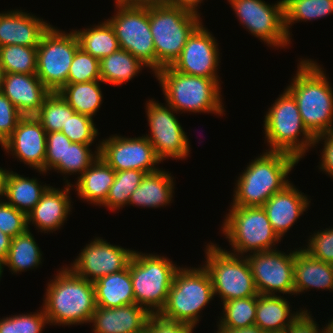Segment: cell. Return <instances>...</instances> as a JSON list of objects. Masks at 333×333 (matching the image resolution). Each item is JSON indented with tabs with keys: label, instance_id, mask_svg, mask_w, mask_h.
<instances>
[{
	"label": "cell",
	"instance_id": "55",
	"mask_svg": "<svg viewBox=\"0 0 333 333\" xmlns=\"http://www.w3.org/2000/svg\"><path fill=\"white\" fill-rule=\"evenodd\" d=\"M7 171V169H3L0 167V201L3 200L1 198H4L2 196H4V183Z\"/></svg>",
	"mask_w": 333,
	"mask_h": 333
},
{
	"label": "cell",
	"instance_id": "15",
	"mask_svg": "<svg viewBox=\"0 0 333 333\" xmlns=\"http://www.w3.org/2000/svg\"><path fill=\"white\" fill-rule=\"evenodd\" d=\"M297 250L295 248L286 254L275 249L245 256L259 294L294 295V257Z\"/></svg>",
	"mask_w": 333,
	"mask_h": 333
},
{
	"label": "cell",
	"instance_id": "11",
	"mask_svg": "<svg viewBox=\"0 0 333 333\" xmlns=\"http://www.w3.org/2000/svg\"><path fill=\"white\" fill-rule=\"evenodd\" d=\"M117 13L108 18L118 39L120 49L130 52L156 73V55L150 30L148 8L132 6L115 0Z\"/></svg>",
	"mask_w": 333,
	"mask_h": 333
},
{
	"label": "cell",
	"instance_id": "16",
	"mask_svg": "<svg viewBox=\"0 0 333 333\" xmlns=\"http://www.w3.org/2000/svg\"><path fill=\"white\" fill-rule=\"evenodd\" d=\"M99 156L115 171L141 170L152 173L161 163L150 141L145 137L112 135L100 142Z\"/></svg>",
	"mask_w": 333,
	"mask_h": 333
},
{
	"label": "cell",
	"instance_id": "5",
	"mask_svg": "<svg viewBox=\"0 0 333 333\" xmlns=\"http://www.w3.org/2000/svg\"><path fill=\"white\" fill-rule=\"evenodd\" d=\"M263 125L267 151L284 152L300 161L314 147L315 137L304 126L297 102L286 89L268 108Z\"/></svg>",
	"mask_w": 333,
	"mask_h": 333
},
{
	"label": "cell",
	"instance_id": "57",
	"mask_svg": "<svg viewBox=\"0 0 333 333\" xmlns=\"http://www.w3.org/2000/svg\"><path fill=\"white\" fill-rule=\"evenodd\" d=\"M4 70L3 67L0 64V92H2V88H3V79H4Z\"/></svg>",
	"mask_w": 333,
	"mask_h": 333
},
{
	"label": "cell",
	"instance_id": "24",
	"mask_svg": "<svg viewBox=\"0 0 333 333\" xmlns=\"http://www.w3.org/2000/svg\"><path fill=\"white\" fill-rule=\"evenodd\" d=\"M2 93L23 116H35L51 91L36 74H4Z\"/></svg>",
	"mask_w": 333,
	"mask_h": 333
},
{
	"label": "cell",
	"instance_id": "25",
	"mask_svg": "<svg viewBox=\"0 0 333 333\" xmlns=\"http://www.w3.org/2000/svg\"><path fill=\"white\" fill-rule=\"evenodd\" d=\"M294 295L308 289L333 291V264L309 256L298 248L294 257Z\"/></svg>",
	"mask_w": 333,
	"mask_h": 333
},
{
	"label": "cell",
	"instance_id": "20",
	"mask_svg": "<svg viewBox=\"0 0 333 333\" xmlns=\"http://www.w3.org/2000/svg\"><path fill=\"white\" fill-rule=\"evenodd\" d=\"M65 188L58 189L49 186L43 193L40 201L27 214L28 228L30 223L34 224L37 230L44 233L59 230L67 220L71 212L70 188L74 187L68 179L65 181Z\"/></svg>",
	"mask_w": 333,
	"mask_h": 333
},
{
	"label": "cell",
	"instance_id": "32",
	"mask_svg": "<svg viewBox=\"0 0 333 333\" xmlns=\"http://www.w3.org/2000/svg\"><path fill=\"white\" fill-rule=\"evenodd\" d=\"M101 80L66 84L58 93L75 110L93 118L103 101V95L100 88Z\"/></svg>",
	"mask_w": 333,
	"mask_h": 333
},
{
	"label": "cell",
	"instance_id": "18",
	"mask_svg": "<svg viewBox=\"0 0 333 333\" xmlns=\"http://www.w3.org/2000/svg\"><path fill=\"white\" fill-rule=\"evenodd\" d=\"M216 41L214 35L201 24L188 38L171 67L187 75L219 79L220 52Z\"/></svg>",
	"mask_w": 333,
	"mask_h": 333
},
{
	"label": "cell",
	"instance_id": "53",
	"mask_svg": "<svg viewBox=\"0 0 333 333\" xmlns=\"http://www.w3.org/2000/svg\"><path fill=\"white\" fill-rule=\"evenodd\" d=\"M12 237L0 231V260L3 262L11 246Z\"/></svg>",
	"mask_w": 333,
	"mask_h": 333
},
{
	"label": "cell",
	"instance_id": "38",
	"mask_svg": "<svg viewBox=\"0 0 333 333\" xmlns=\"http://www.w3.org/2000/svg\"><path fill=\"white\" fill-rule=\"evenodd\" d=\"M75 110L58 92H51L43 102L35 117L40 121L46 133L61 131Z\"/></svg>",
	"mask_w": 333,
	"mask_h": 333
},
{
	"label": "cell",
	"instance_id": "9",
	"mask_svg": "<svg viewBox=\"0 0 333 333\" xmlns=\"http://www.w3.org/2000/svg\"><path fill=\"white\" fill-rule=\"evenodd\" d=\"M230 208L221 226L233 249L228 252L245 256L249 252L277 249L275 245L282 239L274 231L262 206Z\"/></svg>",
	"mask_w": 333,
	"mask_h": 333
},
{
	"label": "cell",
	"instance_id": "44",
	"mask_svg": "<svg viewBox=\"0 0 333 333\" xmlns=\"http://www.w3.org/2000/svg\"><path fill=\"white\" fill-rule=\"evenodd\" d=\"M307 247L301 249L309 256L333 264V228L318 230L309 236Z\"/></svg>",
	"mask_w": 333,
	"mask_h": 333
},
{
	"label": "cell",
	"instance_id": "1",
	"mask_svg": "<svg viewBox=\"0 0 333 333\" xmlns=\"http://www.w3.org/2000/svg\"><path fill=\"white\" fill-rule=\"evenodd\" d=\"M299 62L285 89L296 100L303 124L314 137L333 132L332 85L316 61L300 59Z\"/></svg>",
	"mask_w": 333,
	"mask_h": 333
},
{
	"label": "cell",
	"instance_id": "41",
	"mask_svg": "<svg viewBox=\"0 0 333 333\" xmlns=\"http://www.w3.org/2000/svg\"><path fill=\"white\" fill-rule=\"evenodd\" d=\"M101 80L100 60L79 47L73 57L67 84Z\"/></svg>",
	"mask_w": 333,
	"mask_h": 333
},
{
	"label": "cell",
	"instance_id": "37",
	"mask_svg": "<svg viewBox=\"0 0 333 333\" xmlns=\"http://www.w3.org/2000/svg\"><path fill=\"white\" fill-rule=\"evenodd\" d=\"M0 64L5 74H36L37 47L23 45L1 46Z\"/></svg>",
	"mask_w": 333,
	"mask_h": 333
},
{
	"label": "cell",
	"instance_id": "31",
	"mask_svg": "<svg viewBox=\"0 0 333 333\" xmlns=\"http://www.w3.org/2000/svg\"><path fill=\"white\" fill-rule=\"evenodd\" d=\"M147 67L130 52L118 49L100 60V76L102 83L122 85L132 80Z\"/></svg>",
	"mask_w": 333,
	"mask_h": 333
},
{
	"label": "cell",
	"instance_id": "36",
	"mask_svg": "<svg viewBox=\"0 0 333 333\" xmlns=\"http://www.w3.org/2000/svg\"><path fill=\"white\" fill-rule=\"evenodd\" d=\"M217 328L240 329L255 325L257 296L223 302Z\"/></svg>",
	"mask_w": 333,
	"mask_h": 333
},
{
	"label": "cell",
	"instance_id": "26",
	"mask_svg": "<svg viewBox=\"0 0 333 333\" xmlns=\"http://www.w3.org/2000/svg\"><path fill=\"white\" fill-rule=\"evenodd\" d=\"M171 173L161 168L147 173L140 185L130 195L128 205L149 208H160L173 200L174 181Z\"/></svg>",
	"mask_w": 333,
	"mask_h": 333
},
{
	"label": "cell",
	"instance_id": "54",
	"mask_svg": "<svg viewBox=\"0 0 333 333\" xmlns=\"http://www.w3.org/2000/svg\"><path fill=\"white\" fill-rule=\"evenodd\" d=\"M215 333H267V332L262 331L256 325H252L240 329L218 328V331H216Z\"/></svg>",
	"mask_w": 333,
	"mask_h": 333
},
{
	"label": "cell",
	"instance_id": "40",
	"mask_svg": "<svg viewBox=\"0 0 333 333\" xmlns=\"http://www.w3.org/2000/svg\"><path fill=\"white\" fill-rule=\"evenodd\" d=\"M96 151L94 153L90 150L92 144H81L72 142L70 146L66 148L65 162H59L53 170L57 173L72 175L75 173L82 175L86 169H88L92 163L99 157L100 141L96 144Z\"/></svg>",
	"mask_w": 333,
	"mask_h": 333
},
{
	"label": "cell",
	"instance_id": "10",
	"mask_svg": "<svg viewBox=\"0 0 333 333\" xmlns=\"http://www.w3.org/2000/svg\"><path fill=\"white\" fill-rule=\"evenodd\" d=\"M215 243L206 245V263L214 291L221 302L233 299L258 296L254 278L245 256L236 255L219 247Z\"/></svg>",
	"mask_w": 333,
	"mask_h": 333
},
{
	"label": "cell",
	"instance_id": "47",
	"mask_svg": "<svg viewBox=\"0 0 333 333\" xmlns=\"http://www.w3.org/2000/svg\"><path fill=\"white\" fill-rule=\"evenodd\" d=\"M23 115L12 102L0 92V144L1 146L11 137Z\"/></svg>",
	"mask_w": 333,
	"mask_h": 333
},
{
	"label": "cell",
	"instance_id": "52",
	"mask_svg": "<svg viewBox=\"0 0 333 333\" xmlns=\"http://www.w3.org/2000/svg\"><path fill=\"white\" fill-rule=\"evenodd\" d=\"M127 4L139 7L169 6L172 0H124Z\"/></svg>",
	"mask_w": 333,
	"mask_h": 333
},
{
	"label": "cell",
	"instance_id": "29",
	"mask_svg": "<svg viewBox=\"0 0 333 333\" xmlns=\"http://www.w3.org/2000/svg\"><path fill=\"white\" fill-rule=\"evenodd\" d=\"M93 284L96 306L116 308L135 303L128 266L121 271L100 277Z\"/></svg>",
	"mask_w": 333,
	"mask_h": 333
},
{
	"label": "cell",
	"instance_id": "3",
	"mask_svg": "<svg viewBox=\"0 0 333 333\" xmlns=\"http://www.w3.org/2000/svg\"><path fill=\"white\" fill-rule=\"evenodd\" d=\"M299 160L284 152L267 151L248 164L236 180L232 206H263L275 193L283 190L290 171Z\"/></svg>",
	"mask_w": 333,
	"mask_h": 333
},
{
	"label": "cell",
	"instance_id": "43",
	"mask_svg": "<svg viewBox=\"0 0 333 333\" xmlns=\"http://www.w3.org/2000/svg\"><path fill=\"white\" fill-rule=\"evenodd\" d=\"M94 119L80 113H74L61 129L71 142L93 144L99 135Z\"/></svg>",
	"mask_w": 333,
	"mask_h": 333
},
{
	"label": "cell",
	"instance_id": "23",
	"mask_svg": "<svg viewBox=\"0 0 333 333\" xmlns=\"http://www.w3.org/2000/svg\"><path fill=\"white\" fill-rule=\"evenodd\" d=\"M151 314L136 303L116 308L96 306L91 322L93 333H143Z\"/></svg>",
	"mask_w": 333,
	"mask_h": 333
},
{
	"label": "cell",
	"instance_id": "13",
	"mask_svg": "<svg viewBox=\"0 0 333 333\" xmlns=\"http://www.w3.org/2000/svg\"><path fill=\"white\" fill-rule=\"evenodd\" d=\"M240 24L270 47H288L291 39L285 29L284 0L268 4L263 0H227Z\"/></svg>",
	"mask_w": 333,
	"mask_h": 333
},
{
	"label": "cell",
	"instance_id": "28",
	"mask_svg": "<svg viewBox=\"0 0 333 333\" xmlns=\"http://www.w3.org/2000/svg\"><path fill=\"white\" fill-rule=\"evenodd\" d=\"M290 302L283 296L261 295L257 296L255 325L264 332H281L300 315L303 308L291 312Z\"/></svg>",
	"mask_w": 333,
	"mask_h": 333
},
{
	"label": "cell",
	"instance_id": "46",
	"mask_svg": "<svg viewBox=\"0 0 333 333\" xmlns=\"http://www.w3.org/2000/svg\"><path fill=\"white\" fill-rule=\"evenodd\" d=\"M69 138L61 131L46 134L44 173L51 171L59 162H65L66 148L71 145Z\"/></svg>",
	"mask_w": 333,
	"mask_h": 333
},
{
	"label": "cell",
	"instance_id": "58",
	"mask_svg": "<svg viewBox=\"0 0 333 333\" xmlns=\"http://www.w3.org/2000/svg\"><path fill=\"white\" fill-rule=\"evenodd\" d=\"M3 262L0 260V278L2 277V273H3Z\"/></svg>",
	"mask_w": 333,
	"mask_h": 333
},
{
	"label": "cell",
	"instance_id": "22",
	"mask_svg": "<svg viewBox=\"0 0 333 333\" xmlns=\"http://www.w3.org/2000/svg\"><path fill=\"white\" fill-rule=\"evenodd\" d=\"M294 186L293 183L288 184L283 190L273 194L262 206L271 226L281 239L306 212L311 202L307 195Z\"/></svg>",
	"mask_w": 333,
	"mask_h": 333
},
{
	"label": "cell",
	"instance_id": "59",
	"mask_svg": "<svg viewBox=\"0 0 333 333\" xmlns=\"http://www.w3.org/2000/svg\"><path fill=\"white\" fill-rule=\"evenodd\" d=\"M267 333H286V331H281V332H267Z\"/></svg>",
	"mask_w": 333,
	"mask_h": 333
},
{
	"label": "cell",
	"instance_id": "17",
	"mask_svg": "<svg viewBox=\"0 0 333 333\" xmlns=\"http://www.w3.org/2000/svg\"><path fill=\"white\" fill-rule=\"evenodd\" d=\"M133 253V250L111 245L103 238L95 237L86 244L69 268L77 276L94 282L100 277L125 269Z\"/></svg>",
	"mask_w": 333,
	"mask_h": 333
},
{
	"label": "cell",
	"instance_id": "56",
	"mask_svg": "<svg viewBox=\"0 0 333 333\" xmlns=\"http://www.w3.org/2000/svg\"><path fill=\"white\" fill-rule=\"evenodd\" d=\"M326 333H333V318L331 321H328L327 325L325 326Z\"/></svg>",
	"mask_w": 333,
	"mask_h": 333
},
{
	"label": "cell",
	"instance_id": "35",
	"mask_svg": "<svg viewBox=\"0 0 333 333\" xmlns=\"http://www.w3.org/2000/svg\"><path fill=\"white\" fill-rule=\"evenodd\" d=\"M333 14V0H284L285 29L291 39L290 26Z\"/></svg>",
	"mask_w": 333,
	"mask_h": 333
},
{
	"label": "cell",
	"instance_id": "14",
	"mask_svg": "<svg viewBox=\"0 0 333 333\" xmlns=\"http://www.w3.org/2000/svg\"><path fill=\"white\" fill-rule=\"evenodd\" d=\"M146 115L150 134L144 135L152 144L157 157L163 162L166 159L184 160L190 154L189 138L181 126L178 113L168 103L162 105L151 100L146 101Z\"/></svg>",
	"mask_w": 333,
	"mask_h": 333
},
{
	"label": "cell",
	"instance_id": "42",
	"mask_svg": "<svg viewBox=\"0 0 333 333\" xmlns=\"http://www.w3.org/2000/svg\"><path fill=\"white\" fill-rule=\"evenodd\" d=\"M38 311L0 318V333H41L49 323L43 308Z\"/></svg>",
	"mask_w": 333,
	"mask_h": 333
},
{
	"label": "cell",
	"instance_id": "27",
	"mask_svg": "<svg viewBox=\"0 0 333 333\" xmlns=\"http://www.w3.org/2000/svg\"><path fill=\"white\" fill-rule=\"evenodd\" d=\"M116 171L111 168L101 156L92 165L78 176L75 191L82 201L101 206L109 194L114 183Z\"/></svg>",
	"mask_w": 333,
	"mask_h": 333
},
{
	"label": "cell",
	"instance_id": "49",
	"mask_svg": "<svg viewBox=\"0 0 333 333\" xmlns=\"http://www.w3.org/2000/svg\"><path fill=\"white\" fill-rule=\"evenodd\" d=\"M324 142L321 152V162L319 169L333 178V132L324 133L315 137L313 146Z\"/></svg>",
	"mask_w": 333,
	"mask_h": 333
},
{
	"label": "cell",
	"instance_id": "39",
	"mask_svg": "<svg viewBox=\"0 0 333 333\" xmlns=\"http://www.w3.org/2000/svg\"><path fill=\"white\" fill-rule=\"evenodd\" d=\"M145 175L146 173L141 170L116 171L114 183L101 206L117 211L128 205L130 195L140 185Z\"/></svg>",
	"mask_w": 333,
	"mask_h": 333
},
{
	"label": "cell",
	"instance_id": "7",
	"mask_svg": "<svg viewBox=\"0 0 333 333\" xmlns=\"http://www.w3.org/2000/svg\"><path fill=\"white\" fill-rule=\"evenodd\" d=\"M173 263L167 257L136 250L129 261L135 303L151 315H158L166 304L174 275L179 268Z\"/></svg>",
	"mask_w": 333,
	"mask_h": 333
},
{
	"label": "cell",
	"instance_id": "48",
	"mask_svg": "<svg viewBox=\"0 0 333 333\" xmlns=\"http://www.w3.org/2000/svg\"><path fill=\"white\" fill-rule=\"evenodd\" d=\"M191 325L169 321L159 315H151L147 324V333H193Z\"/></svg>",
	"mask_w": 333,
	"mask_h": 333
},
{
	"label": "cell",
	"instance_id": "2",
	"mask_svg": "<svg viewBox=\"0 0 333 333\" xmlns=\"http://www.w3.org/2000/svg\"><path fill=\"white\" fill-rule=\"evenodd\" d=\"M43 306L50 325H79L91 322L96 309L94 284L63 266L48 282Z\"/></svg>",
	"mask_w": 333,
	"mask_h": 333
},
{
	"label": "cell",
	"instance_id": "4",
	"mask_svg": "<svg viewBox=\"0 0 333 333\" xmlns=\"http://www.w3.org/2000/svg\"><path fill=\"white\" fill-rule=\"evenodd\" d=\"M154 76L166 103L177 112L224 114L220 79L187 75L171 66L160 69Z\"/></svg>",
	"mask_w": 333,
	"mask_h": 333
},
{
	"label": "cell",
	"instance_id": "21",
	"mask_svg": "<svg viewBox=\"0 0 333 333\" xmlns=\"http://www.w3.org/2000/svg\"><path fill=\"white\" fill-rule=\"evenodd\" d=\"M51 24L42 18L23 12L10 10L0 13V47L6 45H23L37 47L42 35Z\"/></svg>",
	"mask_w": 333,
	"mask_h": 333
},
{
	"label": "cell",
	"instance_id": "8",
	"mask_svg": "<svg viewBox=\"0 0 333 333\" xmlns=\"http://www.w3.org/2000/svg\"><path fill=\"white\" fill-rule=\"evenodd\" d=\"M150 30L153 35L156 72L180 56L186 41L202 24V19L173 6L148 7Z\"/></svg>",
	"mask_w": 333,
	"mask_h": 333
},
{
	"label": "cell",
	"instance_id": "33",
	"mask_svg": "<svg viewBox=\"0 0 333 333\" xmlns=\"http://www.w3.org/2000/svg\"><path fill=\"white\" fill-rule=\"evenodd\" d=\"M42 252L36 243L33 234L28 229L26 232L12 238L11 246L3 267L10 268L14 274L27 271V269H37L41 265Z\"/></svg>",
	"mask_w": 333,
	"mask_h": 333
},
{
	"label": "cell",
	"instance_id": "34",
	"mask_svg": "<svg viewBox=\"0 0 333 333\" xmlns=\"http://www.w3.org/2000/svg\"><path fill=\"white\" fill-rule=\"evenodd\" d=\"M73 31L80 47L99 60L120 48L115 32L106 19L93 27Z\"/></svg>",
	"mask_w": 333,
	"mask_h": 333
},
{
	"label": "cell",
	"instance_id": "19",
	"mask_svg": "<svg viewBox=\"0 0 333 333\" xmlns=\"http://www.w3.org/2000/svg\"><path fill=\"white\" fill-rule=\"evenodd\" d=\"M46 131L35 116H23L11 137L1 146L9 153L44 174Z\"/></svg>",
	"mask_w": 333,
	"mask_h": 333
},
{
	"label": "cell",
	"instance_id": "30",
	"mask_svg": "<svg viewBox=\"0 0 333 333\" xmlns=\"http://www.w3.org/2000/svg\"><path fill=\"white\" fill-rule=\"evenodd\" d=\"M8 170L4 183V200L17 210L28 214L40 201L48 186L39 184L37 178L23 177Z\"/></svg>",
	"mask_w": 333,
	"mask_h": 333
},
{
	"label": "cell",
	"instance_id": "50",
	"mask_svg": "<svg viewBox=\"0 0 333 333\" xmlns=\"http://www.w3.org/2000/svg\"><path fill=\"white\" fill-rule=\"evenodd\" d=\"M310 312L306 308L300 313V315L287 327L286 333H326L325 327H322V331L319 329L315 319L312 318Z\"/></svg>",
	"mask_w": 333,
	"mask_h": 333
},
{
	"label": "cell",
	"instance_id": "6",
	"mask_svg": "<svg viewBox=\"0 0 333 333\" xmlns=\"http://www.w3.org/2000/svg\"><path fill=\"white\" fill-rule=\"evenodd\" d=\"M214 298L211 278L204 268L177 269L167 301L158 314L161 318L196 327L200 311Z\"/></svg>",
	"mask_w": 333,
	"mask_h": 333
},
{
	"label": "cell",
	"instance_id": "45",
	"mask_svg": "<svg viewBox=\"0 0 333 333\" xmlns=\"http://www.w3.org/2000/svg\"><path fill=\"white\" fill-rule=\"evenodd\" d=\"M28 229L27 214L8 204L6 200L0 201V231L15 237Z\"/></svg>",
	"mask_w": 333,
	"mask_h": 333
},
{
	"label": "cell",
	"instance_id": "12",
	"mask_svg": "<svg viewBox=\"0 0 333 333\" xmlns=\"http://www.w3.org/2000/svg\"><path fill=\"white\" fill-rule=\"evenodd\" d=\"M80 47L76 33L54 26L42 35L37 46V77L51 91L58 92L67 84L73 57Z\"/></svg>",
	"mask_w": 333,
	"mask_h": 333
},
{
	"label": "cell",
	"instance_id": "51",
	"mask_svg": "<svg viewBox=\"0 0 333 333\" xmlns=\"http://www.w3.org/2000/svg\"><path fill=\"white\" fill-rule=\"evenodd\" d=\"M203 0H172L171 5L200 17L198 6Z\"/></svg>",
	"mask_w": 333,
	"mask_h": 333
}]
</instances>
